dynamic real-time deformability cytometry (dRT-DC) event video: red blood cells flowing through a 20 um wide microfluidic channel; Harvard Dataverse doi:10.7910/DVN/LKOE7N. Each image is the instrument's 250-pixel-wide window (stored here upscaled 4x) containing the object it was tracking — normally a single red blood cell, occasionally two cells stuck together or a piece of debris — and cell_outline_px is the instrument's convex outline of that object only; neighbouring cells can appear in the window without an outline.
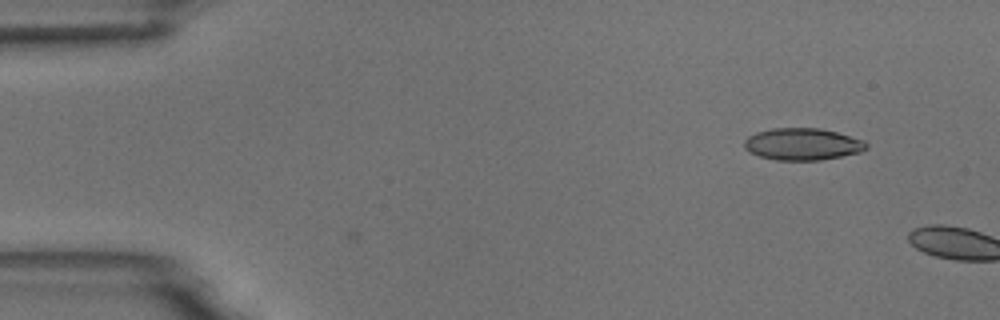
{"species": "common noctule bat (a hibernating species)", "species_latin": "Nyctalus noctula", "temperature_condition": "room temperature", "stored_images_in_passage": 5, "camera_frame_rate_fps": 3000, "um_per_image_px": 0.085, "animal": {"sex": "male", "body_mass_g": 18.8}, "frame": {"image": 1, "passage_image": 5, "time_ms": 1.333, "image_size_px": [1000, 320], "cell_outline_px": [[868, 148], [860, 152], [820, 160], [776, 160], [760, 156], [748, 152], [744, 148], [744, 140], [748, 136], [756, 132], [772, 128], [820, 128], [836, 132], [864, 140], [868, 144]], "centroid_in_image_um": [68.19, 12.25], "position_along_channel_um": 16.8, "area_um2": 22.77}}